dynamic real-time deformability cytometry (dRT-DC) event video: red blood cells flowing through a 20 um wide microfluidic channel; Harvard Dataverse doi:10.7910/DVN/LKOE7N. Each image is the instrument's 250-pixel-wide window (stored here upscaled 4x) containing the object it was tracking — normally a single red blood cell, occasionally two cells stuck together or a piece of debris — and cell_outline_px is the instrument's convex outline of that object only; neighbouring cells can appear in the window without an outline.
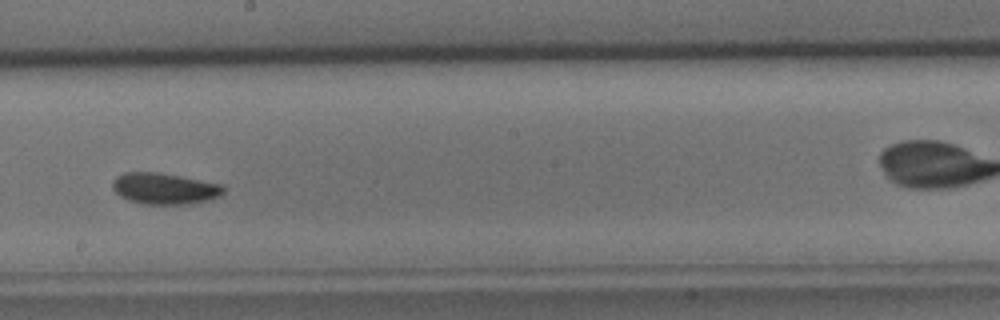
{"species": "common noctule bat (a hibernating species)", "species_latin": "Nyctalus noctula", "temperature_condition": "cold", "stored_images_in_passage": 47, "camera_frame_rate_fps": 3000, "um_per_image_px": 0.085, "animal": {"sex": "male", "body_mass_g": 15.6}, "frame": {"image": 1, "passage_image": 27, "time_ms": 8.667, "image_size_px": [1000, 320], "cell_outline_px": [[224, 192], [220, 196], [208, 200], [192, 204], [140, 204], [128, 200], [120, 196], [112, 188], [112, 180], [116, 176], [124, 172], [156, 172], [180, 176], [220, 184], [224, 188]], "centroid_in_image_um": [13.95, 16.03], "position_along_channel_um": 234.3, "area_um2": 20.29}}